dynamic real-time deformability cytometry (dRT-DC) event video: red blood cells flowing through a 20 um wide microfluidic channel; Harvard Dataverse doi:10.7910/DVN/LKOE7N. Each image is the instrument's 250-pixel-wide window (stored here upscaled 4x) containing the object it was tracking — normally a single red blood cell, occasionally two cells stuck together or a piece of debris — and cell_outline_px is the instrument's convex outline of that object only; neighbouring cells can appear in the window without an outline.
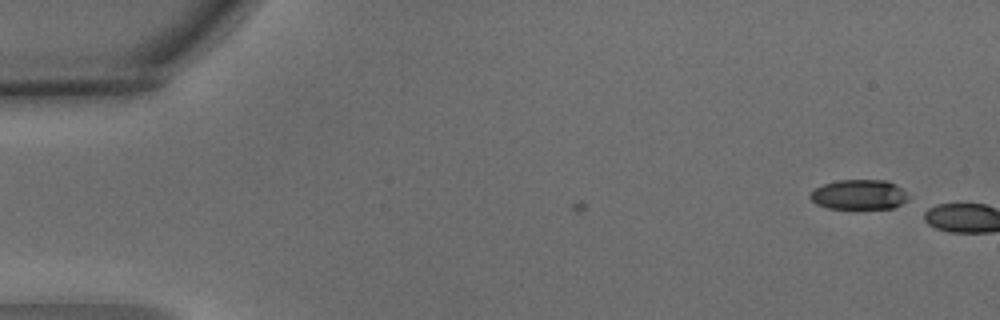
{"species": "common noctule bat (a hibernating species)", "species_latin": "Nyctalus noctula", "temperature_condition": "warm", "stored_images_in_passage": 2, "camera_frame_rate_fps": 3000, "um_per_image_px": 0.085, "animal": {"sex": "male", "body_mass_g": 15.6}, "frame": {"image": 1, "passage_image": 2, "time_ms": 0.333, "image_size_px": [1000, 320], "cell_outline_px": [[908, 200], [892, 208], [856, 212], [828, 208], [816, 204], [808, 196], [816, 188], [824, 184], [836, 180], [888, 180], [896, 184], [908, 196]], "centroid_in_image_um": [73.0, 16.6], "position_along_channel_um": 12.0, "area_um2": 17.86}}